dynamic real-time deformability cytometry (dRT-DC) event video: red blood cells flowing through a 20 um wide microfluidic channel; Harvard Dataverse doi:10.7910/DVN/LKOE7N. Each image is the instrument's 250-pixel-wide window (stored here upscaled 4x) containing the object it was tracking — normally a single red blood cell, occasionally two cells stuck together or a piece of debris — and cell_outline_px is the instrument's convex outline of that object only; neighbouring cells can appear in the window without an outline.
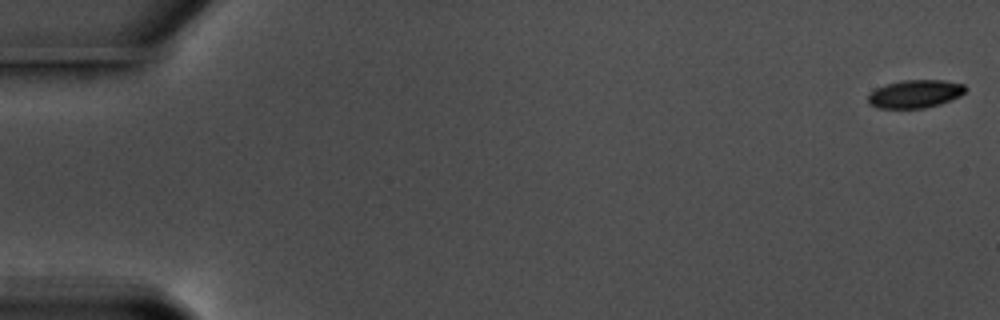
{"species": "common noctule bat (a hibernating species)", "species_latin": "Nyctalus noctula", "temperature_condition": "warm", "stored_images_in_passage": 58, "camera_frame_rate_fps": 3000, "um_per_image_px": 0.085, "animal": {"sex": "male", "body_mass_g": 17.5, "forearm_length_mm": 52.3}, "frame": {"image": 1, "passage_image": 1, "time_ms": 0.0, "image_size_px": [1000, 320], "cell_outline_px": [[968, 88], [960, 96], [940, 104], [924, 108], [876, 108], [868, 104], [868, 96], [876, 88], [888, 84], [904, 80], [944, 80], [964, 84]], "centroid_in_image_um": [77.8, 7.98], "position_along_channel_um": 7.2, "area_um2": 15.9}}
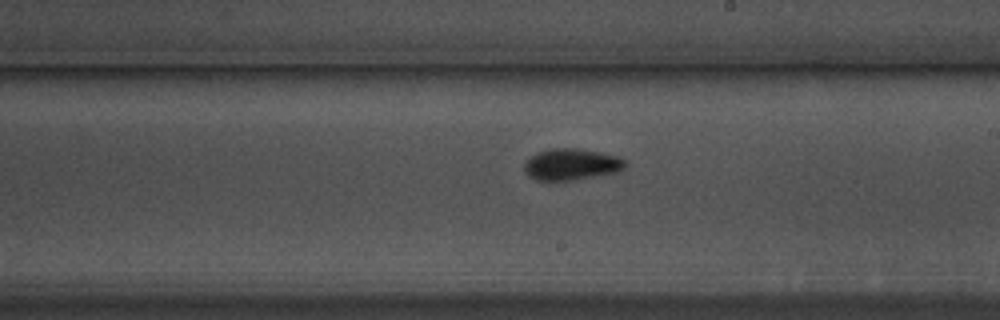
{"frame": {"image": 2, "passage_image": 34, "time_ms": 11.0, "image_size_px": [1000, 320], "cell_outline_px": [[628, 168], [616, 172], [572, 180], [536, 180], [528, 176], [524, 172], [524, 164], [532, 156], [540, 152], [552, 148], [576, 148], [600, 152], [616, 156], [624, 160], [628, 164]], "centroid_in_image_um": [48.59, 13.97], "position_along_channel_um": 240.4, "area_um2": 18.38}}
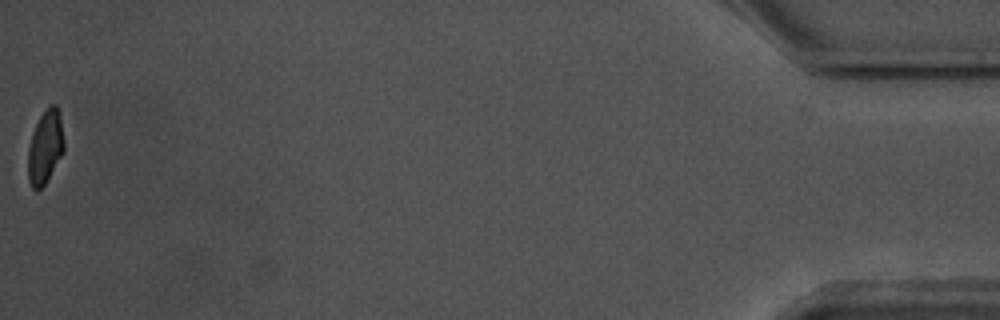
{"frame": {"image": 3, "passage_image": 58, "time_ms": 19.0, "image_size_px": [1000, 320], "cell_outline_px": [[64, 152], [44, 184], [36, 192], [32, 188], [28, 180], [28, 148], [32, 132], [40, 116], [52, 104], [56, 104], [60, 112], [64, 140]], "centroid_in_image_um": [3.85, 12.5], "position_along_channel_um": 431.4, "area_um2": 15.43}, "authors_computed_cell_mechanics": {"area_um2": 16.9065, "velocity_mm_per_s": 3.5775, "shape_relaxation_time_tau1_ms": 4.1367, "shape_relaxation_time_tau2_ms": 2.7364, "deformation_change_tau1": 0.1209, "deformation_change_tau2": 0.0733}}